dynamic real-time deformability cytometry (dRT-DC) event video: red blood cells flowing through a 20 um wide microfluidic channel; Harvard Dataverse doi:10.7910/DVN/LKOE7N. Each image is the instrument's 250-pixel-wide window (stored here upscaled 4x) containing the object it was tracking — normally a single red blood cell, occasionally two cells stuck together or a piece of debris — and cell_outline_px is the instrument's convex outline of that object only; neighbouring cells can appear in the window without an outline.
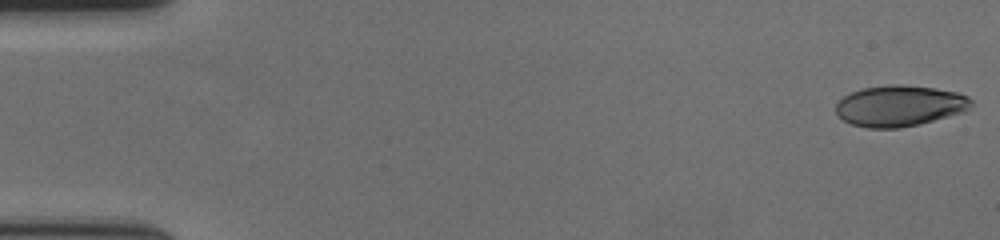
{"species": "human", "species_latin": "Homo sapiens", "temperature_condition": "cold", "stored_images_in_passage": 59, "camera_frame_rate_fps": 3000, "um_per_image_px": 0.085, "donor": {"sex": "female"}, "frame": {"image": 1, "passage_image": 1, "time_ms": 0.0, "image_size_px": [1000, 240], "cell_outline_px": [[972, 104], [964, 112], [900, 128], [868, 128], [852, 124], [844, 120], [836, 112], [836, 104], [844, 96], [852, 92], [864, 88], [888, 84], [900, 84], [936, 88], [956, 92], [968, 96], [972, 100]], "centroid_in_image_um": [76.47, 8.98], "position_along_channel_um": 8.5, "area_um2": 32.08}}
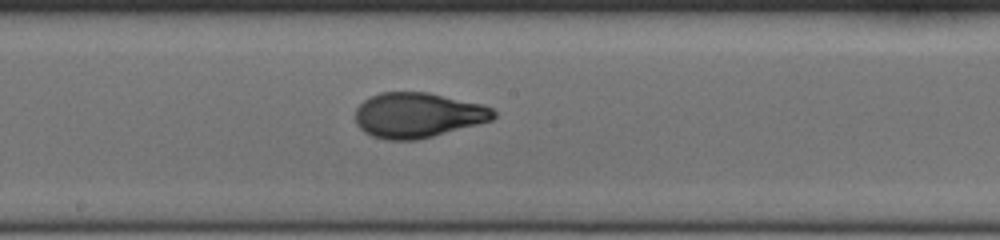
{"frame": {"image": 2, "passage_image": 32, "time_ms": 10.333, "image_size_px": [1000, 240], "cell_outline_px": [[496, 116], [492, 120], [432, 136], [416, 140], [384, 140], [372, 136], [364, 132], [356, 124], [356, 108], [364, 100], [380, 92], [428, 92], [484, 104], [492, 108], [496, 112]], "centroid_in_image_um": [35.51, 9.78], "position_along_channel_um": 212.7, "area_um2": 36.36}}
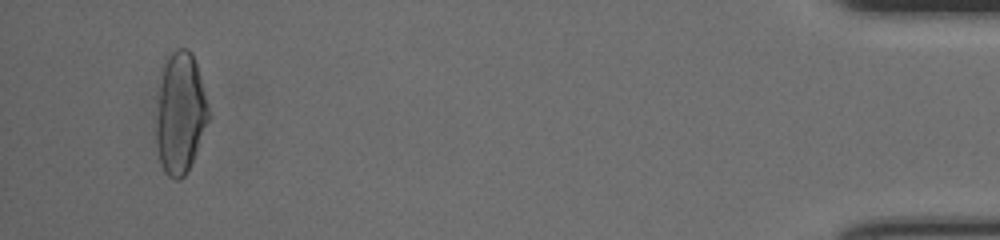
{"frame": {"image": 3, "passage_image": 56, "time_ms": 18.333, "image_size_px": [1000, 240], "cell_outline_px": [[208, 120], [196, 152], [184, 176], [180, 180], [176, 180], [168, 176], [160, 164], [156, 144], [156, 116], [160, 72], [164, 56], [176, 48], [188, 48], [192, 52], [196, 64], [208, 108]], "centroid_in_image_um": [15.27, 9.56], "position_along_channel_um": 419.9, "area_um2": 37.11}, "authors_computed_cell_mechanics": {"area_um2": 35.4892, "velocity_mm_per_s": 3.5586, "shape_relaxation_time_tau1_ms": 4.4828, "shape_relaxation_time_tau2_ms": 0.6913, "deformation_change_tau1": 0.2037, "deformation_change_tau2": 0.0513}}